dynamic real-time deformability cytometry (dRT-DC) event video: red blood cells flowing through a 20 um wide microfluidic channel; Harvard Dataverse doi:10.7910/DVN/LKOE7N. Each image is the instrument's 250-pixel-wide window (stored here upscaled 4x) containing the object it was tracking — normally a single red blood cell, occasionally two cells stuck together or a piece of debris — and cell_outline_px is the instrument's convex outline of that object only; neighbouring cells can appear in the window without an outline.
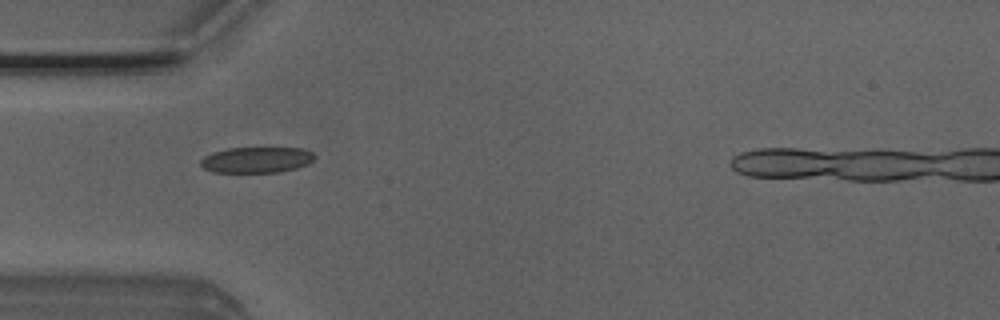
{"species": "Egyptian fruit bat (a non-hibernating species)", "species_latin": "Rousettus aegyptiacus", "temperature_condition": "room temperature", "stored_images_in_passage": 35, "camera_frame_rate_fps": 3000, "um_per_image_px": 0.085, "animal": {"sex": "male"}, "frame": {"image": 1, "passage_image": 3, "time_ms": 0.667, "image_size_px": [1000, 320], "cell_outline_px": [[316, 156], [308, 164], [296, 168], [276, 172], [212, 172], [204, 168], [200, 164], [200, 160], [204, 156], [212, 152], [228, 148], [304, 148], [312, 152]], "centroid_in_image_um": [21.8, 13.58], "position_along_channel_um": 63.2, "area_um2": 17.17}}
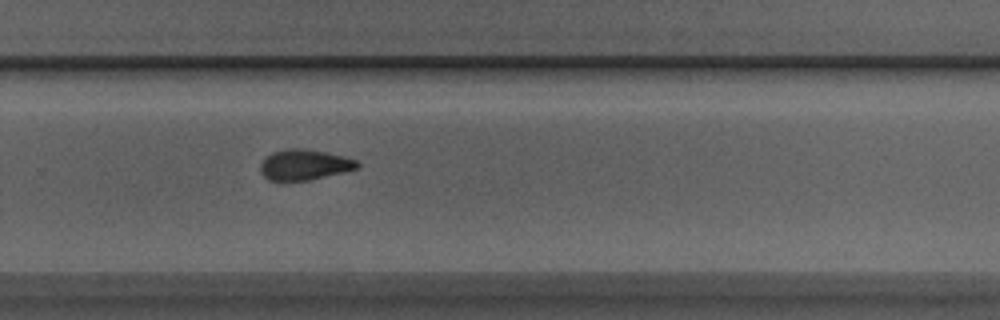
{"frame": {"image": 2, "passage_image": 21, "time_ms": 6.667, "image_size_px": [1000, 320], "cell_outline_px": [[360, 164], [356, 168], [344, 172], [308, 180], [268, 180], [260, 172], [260, 164], [272, 152], [288, 148], [304, 148], [344, 156], [356, 160]], "centroid_in_image_um": [25.86, 13.99], "position_along_channel_um": 303.9, "area_um2": 17.05}}
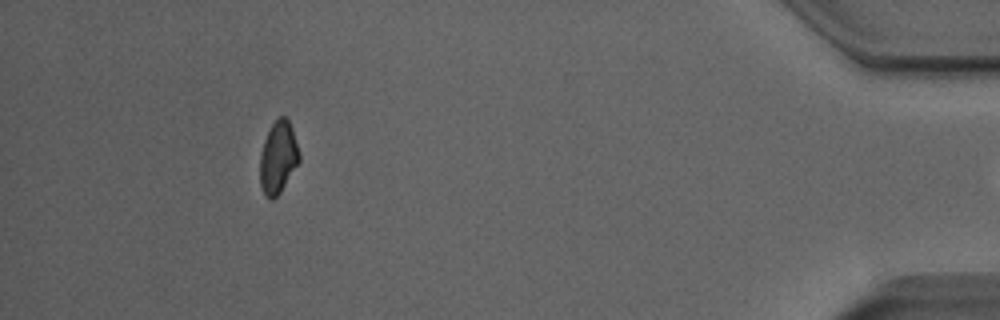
{"frame": {"image": 3, "passage_image": 34, "time_ms": 11.0, "image_size_px": [1000, 320], "cell_outline_px": [[300, 160], [280, 192], [272, 200], [268, 200], [264, 196], [260, 184], [260, 156], [264, 140], [272, 124], [280, 116], [288, 116], [300, 152]], "centroid_in_image_um": [23.64, 13.38], "position_along_channel_um": 411.6, "area_um2": 16.59}}